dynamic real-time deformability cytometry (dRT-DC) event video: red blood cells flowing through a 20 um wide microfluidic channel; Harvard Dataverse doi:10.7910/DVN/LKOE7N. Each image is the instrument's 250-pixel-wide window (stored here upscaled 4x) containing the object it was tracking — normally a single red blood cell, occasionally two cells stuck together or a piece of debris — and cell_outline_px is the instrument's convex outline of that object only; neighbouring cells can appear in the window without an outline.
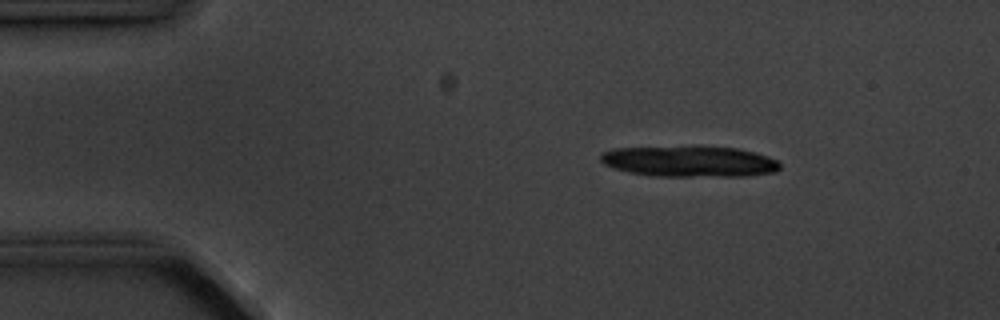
{"species": "common noctule bat (a hibernating species)", "species_latin": "Nyctalus noctula", "temperature_condition": "cold", "stored_images_in_passage": 5, "camera_frame_rate_fps": 3000, "um_per_image_px": 0.085, "animal": {"sex": "male", "body_mass_g": 20.1, "forearm_length_mm": 53.5}, "frame": {"image": 1, "passage_image": 2, "time_ms": 2.0, "image_size_px": [1000, 320], "cell_outline_px": [[780, 168], [776, 172], [748, 176], [656, 176], [632, 172], [612, 168], [604, 164], [600, 160], [600, 152], [616, 148], [736, 148], [756, 152], [768, 156], [776, 160], [780, 164]], "centroid_in_image_um": [58.64, 13.75], "position_along_channel_um": 26.4, "area_um2": 31.62}}
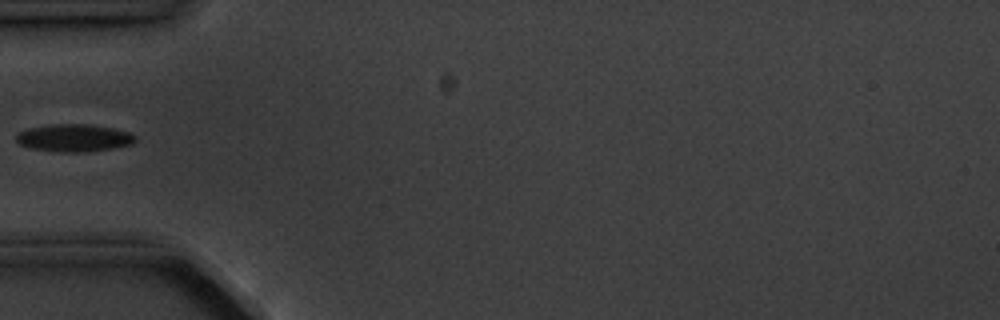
{"frame": {"image": 2, "passage_image": 5, "time_ms": 5.333, "image_size_px": [1000, 320], "cell_outline_px": [[136, 140], [132, 144], [112, 148], [88, 152], [60, 152], [28, 148], [20, 144], [16, 140], [16, 136], [20, 132], [28, 128], [48, 124], [88, 124], [112, 128], [128, 132], [136, 136]], "centroid_in_image_um": [6.28, 11.72], "position_along_channel_um": 78.7, "area_um2": 19.13}}